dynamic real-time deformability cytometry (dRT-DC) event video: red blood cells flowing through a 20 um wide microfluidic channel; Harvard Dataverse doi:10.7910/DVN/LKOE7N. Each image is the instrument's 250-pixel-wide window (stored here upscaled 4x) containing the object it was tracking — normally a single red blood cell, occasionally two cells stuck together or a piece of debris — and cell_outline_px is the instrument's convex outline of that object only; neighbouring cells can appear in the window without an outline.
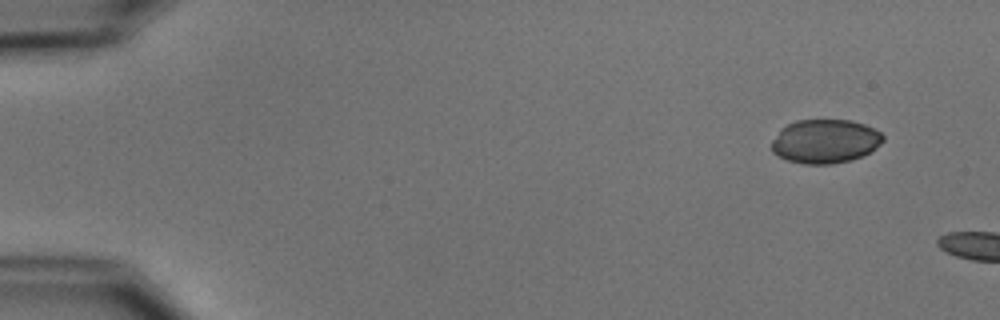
{"species": "common noctule bat (a hibernating species)", "species_latin": "Nyctalus noctula", "temperature_condition": "cold", "stored_images_in_passage": 2, "camera_frame_rate_fps": 3000, "um_per_image_px": 0.085, "animal": {"sex": "male", "body_mass_g": 15.6}, "frame": {"image": 1, "passage_image": 1, "time_ms": 0.0, "image_size_px": [1000, 320], "cell_outline_px": [[884, 140], [872, 152], [852, 160], [832, 164], [804, 164], [788, 160], [772, 152], [772, 140], [780, 128], [796, 120], [848, 120], [864, 124], [880, 132], [884, 136]], "centroid_in_image_um": [70.14, 12.01], "position_along_channel_um": 14.9, "area_um2": 28.61}}